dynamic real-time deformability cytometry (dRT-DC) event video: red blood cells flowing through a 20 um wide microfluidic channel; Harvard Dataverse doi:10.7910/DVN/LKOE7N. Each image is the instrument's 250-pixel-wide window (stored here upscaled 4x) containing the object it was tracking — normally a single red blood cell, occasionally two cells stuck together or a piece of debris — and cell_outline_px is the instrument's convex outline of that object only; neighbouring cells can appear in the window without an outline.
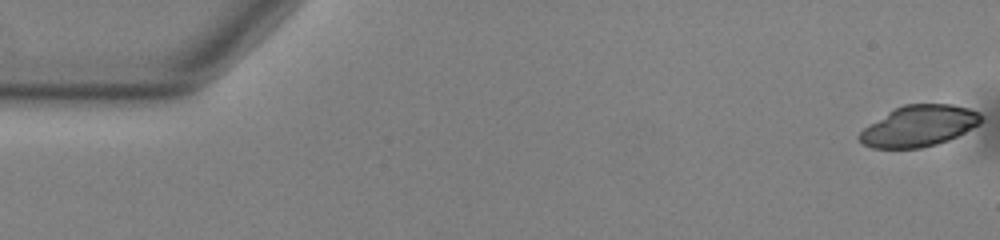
{"species": "common noctule bat (a hibernating species)", "species_latin": "Nyctalus noctula", "temperature_condition": "warm", "stored_images_in_passage": 54, "camera_frame_rate_fps": 3000, "um_per_image_px": 0.085, "animal": {"sex": "male", "body_mass_g": 13.0, "forearm_length_mm": 53.1}, "frame": {"image": 1, "passage_image": 1, "time_ms": 0.0, "image_size_px": [1000, 240], "cell_outline_px": [[980, 120], [976, 124], [964, 132], [948, 140], [936, 144], [920, 148], [872, 148], [864, 144], [856, 136], [864, 128], [888, 112], [904, 104], [952, 104], [968, 108], [980, 112]], "centroid_in_image_um": [78.08, 10.71], "position_along_channel_um": 6.9, "area_um2": 28.61}}
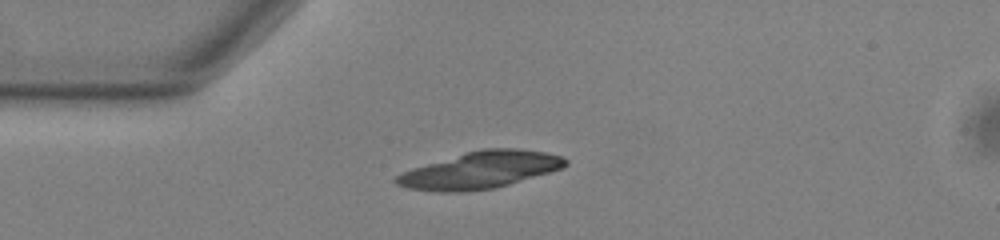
{"frame": {"image": 2, "passage_image": 14, "time_ms": 4.333, "image_size_px": [1000, 240], "cell_outline_px": [[568, 164], [564, 168], [496, 188], [464, 192], [436, 192], [408, 188], [396, 184], [392, 180], [396, 176], [412, 168], [464, 152], [484, 148], [516, 148], [544, 152], [564, 156], [568, 160]], "centroid_in_image_um": [40.84, 14.46], "position_along_channel_um": 44.2, "area_um2": 36.65}}